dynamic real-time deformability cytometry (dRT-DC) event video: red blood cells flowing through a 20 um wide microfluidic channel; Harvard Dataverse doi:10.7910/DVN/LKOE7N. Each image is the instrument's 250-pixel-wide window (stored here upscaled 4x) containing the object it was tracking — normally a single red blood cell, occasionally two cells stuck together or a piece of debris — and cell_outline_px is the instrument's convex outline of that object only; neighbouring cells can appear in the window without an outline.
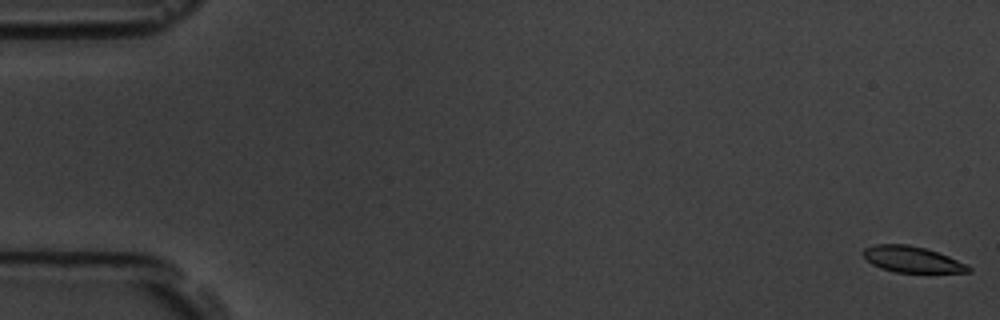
{"species": "common noctule bat (a hibernating species)", "species_latin": "Nyctalus noctula", "temperature_condition": "room temperature", "stored_images_in_passage": 57, "camera_frame_rate_fps": 3000, "um_per_image_px": 0.085, "animal": {"sex": "male", "body_mass_g": 19.5, "forearm_length_mm": 54.6}, "frame": {"image": 1, "passage_image": 1, "time_ms": 0.0, "image_size_px": [1000, 320], "cell_outline_px": [[972, 272], [896, 272], [880, 268], [872, 264], [864, 256], [864, 248], [876, 244], [908, 244], [924, 248], [948, 256], [968, 264], [972, 268]], "centroid_in_image_um": [77.55, 22.05], "position_along_channel_um": 7.5, "area_um2": 15.84}}
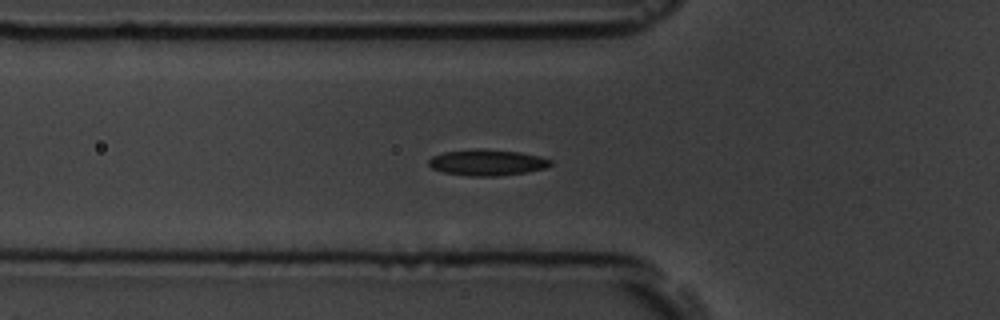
{"frame": {"image": 2, "passage_image": 20, "time_ms": 6.333, "image_size_px": [1000, 320], "cell_outline_px": [[552, 164], [544, 168], [524, 172], [496, 176], [468, 176], [444, 172], [432, 168], [428, 164], [428, 160], [432, 156], [444, 152], [520, 152], [540, 156], [552, 160]], "centroid_in_image_um": [41.42, 13.87], "position_along_channel_um": 84.4, "area_um2": 17.34}}
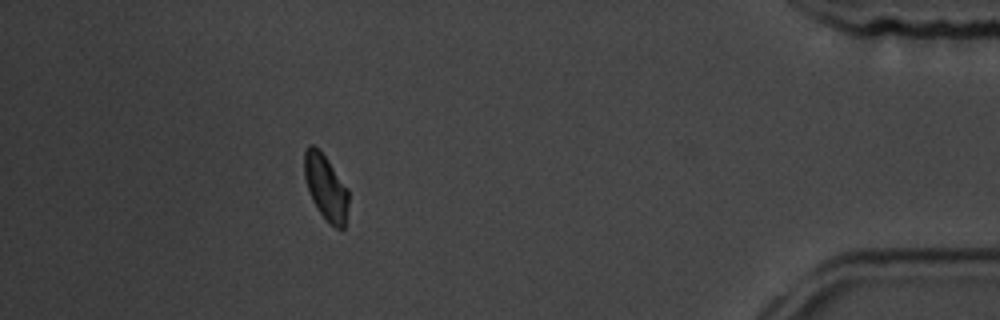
{"frame": {"image": 3, "passage_image": 51, "time_ms": 16.667, "image_size_px": [1000, 320], "cell_outline_px": [[348, 204], [344, 228], [336, 228], [328, 224], [312, 200], [304, 176], [304, 152], [308, 144], [312, 144], [328, 160], [348, 188]], "centroid_in_image_um": [27.69, 15.94], "position_along_channel_um": 407.5, "area_um2": 16.7}, "authors_computed_cell_mechanics": {"area_um2": 17.4556, "velocity_mm_per_s": 3.6338, "shape_relaxation_time_tau1_ms": 3.2045, "shape_relaxation_time_tau2_ms": null, "deformation_change_tau1": 0.1078, "deformation_change_tau2": null}}